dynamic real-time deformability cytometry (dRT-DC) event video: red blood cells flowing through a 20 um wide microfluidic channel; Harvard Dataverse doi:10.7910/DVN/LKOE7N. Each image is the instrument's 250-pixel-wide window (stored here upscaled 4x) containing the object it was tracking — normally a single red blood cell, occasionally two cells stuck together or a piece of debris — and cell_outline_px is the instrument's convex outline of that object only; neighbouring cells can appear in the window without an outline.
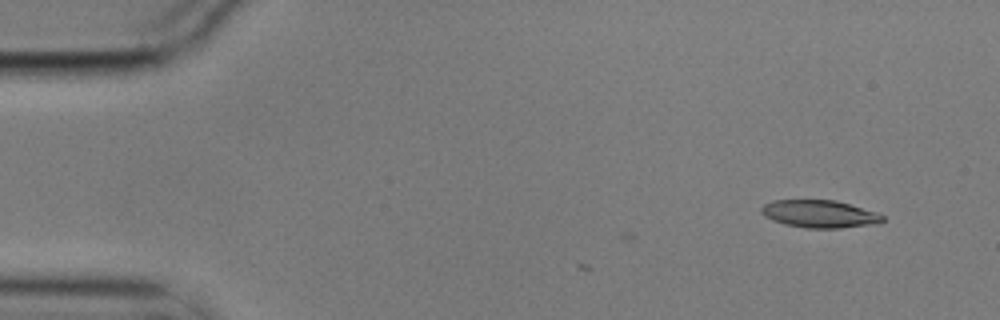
{"species": "common noctule bat (a hibernating species)", "species_latin": "Nyctalus noctula", "temperature_condition": "cold", "stored_images_in_passage": 3, "camera_frame_rate_fps": 3000, "um_per_image_px": 0.085, "animal": {"sex": "male", "body_mass_g": 17.9}, "frame": {"image": 1, "passage_image": 3, "time_ms": 0.667, "image_size_px": [1000, 320], "cell_outline_px": [[884, 220], [880, 224], [840, 228], [808, 228], [784, 224], [772, 220], [764, 216], [760, 212], [760, 208], [764, 204], [772, 200], [836, 200], [876, 212], [884, 216]], "centroid_in_image_um": [69.66, 18.19], "position_along_channel_um": 15.3, "area_um2": 19.65}}